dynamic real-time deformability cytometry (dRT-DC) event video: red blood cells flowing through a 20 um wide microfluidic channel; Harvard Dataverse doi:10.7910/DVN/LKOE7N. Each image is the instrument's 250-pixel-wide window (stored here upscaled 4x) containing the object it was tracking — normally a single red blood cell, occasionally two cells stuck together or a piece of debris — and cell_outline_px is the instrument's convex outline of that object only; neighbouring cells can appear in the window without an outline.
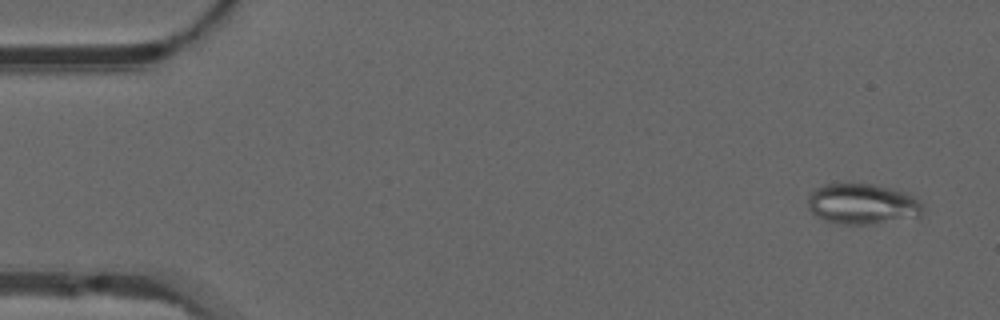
{"species": "common noctule bat (a hibernating species)", "species_latin": "Nyctalus noctula", "temperature_condition": "warm", "stored_images_in_passage": 53, "camera_frame_rate_fps": 3000, "um_per_image_px": 0.085, "animal": {"sex": "male", "forearm_length_mm": 52.5}, "frame": {"image": 1, "passage_image": 3, "time_ms": 0.667, "image_size_px": [1000, 320], "cell_outline_px": [[924, 208], [920, 216], [868, 224], [840, 224], [824, 220], [816, 216], [808, 208], [808, 192], [812, 188], [824, 184], [872, 184], [892, 188], [912, 196], [920, 200]], "centroid_in_image_um": [73.25, 17.33], "position_along_channel_um": 11.8, "area_um2": 27.22}}
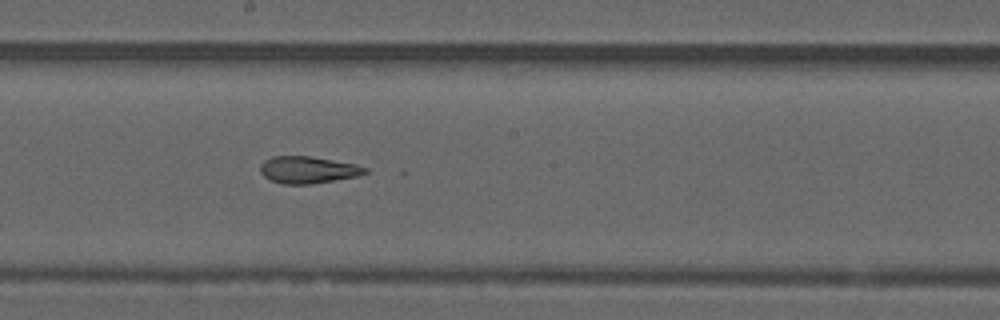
{"frame": {"image": 2, "passage_image": 29, "time_ms": 9.333, "image_size_px": [1000, 320], "cell_outline_px": [[368, 172], [356, 176], [312, 184], [280, 184], [264, 176], [260, 172], [260, 164], [264, 160], [272, 156], [312, 156], [356, 164], [368, 168]], "centroid_in_image_um": [26.16, 14.43], "position_along_channel_um": 222.0, "area_um2": 16.53}}
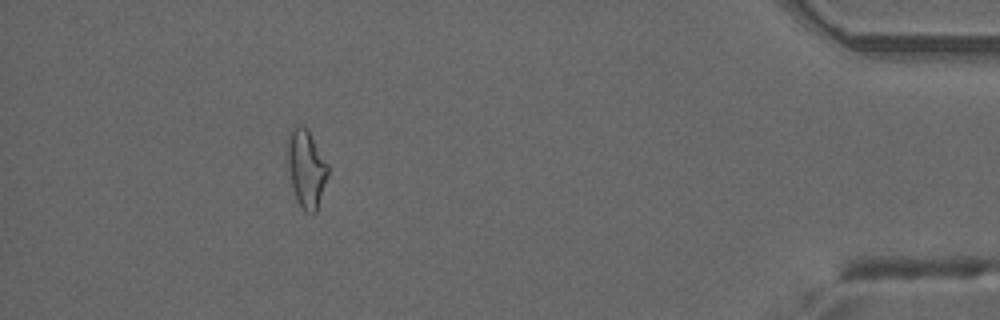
{"frame": {"image": 3, "passage_image": 48, "time_ms": 15.667, "image_size_px": [1000, 320], "cell_outline_px": [[328, 172], [316, 212], [312, 216], [304, 212], [292, 188], [288, 164], [288, 132], [296, 124], [308, 128], [328, 164]], "centroid_in_image_um": [26.03, 14.3], "position_along_channel_um": 409.2, "area_um2": 18.21}, "authors_computed_cell_mechanics": {"area_um2": 18.207, "velocity_mm_per_s": 3.8645, "shape_relaxation_time_tau1_ms": null, "shape_relaxation_time_tau2_ms": 3.866, "deformation_change_tau1": null, "deformation_change_tau2": 0.1355}}